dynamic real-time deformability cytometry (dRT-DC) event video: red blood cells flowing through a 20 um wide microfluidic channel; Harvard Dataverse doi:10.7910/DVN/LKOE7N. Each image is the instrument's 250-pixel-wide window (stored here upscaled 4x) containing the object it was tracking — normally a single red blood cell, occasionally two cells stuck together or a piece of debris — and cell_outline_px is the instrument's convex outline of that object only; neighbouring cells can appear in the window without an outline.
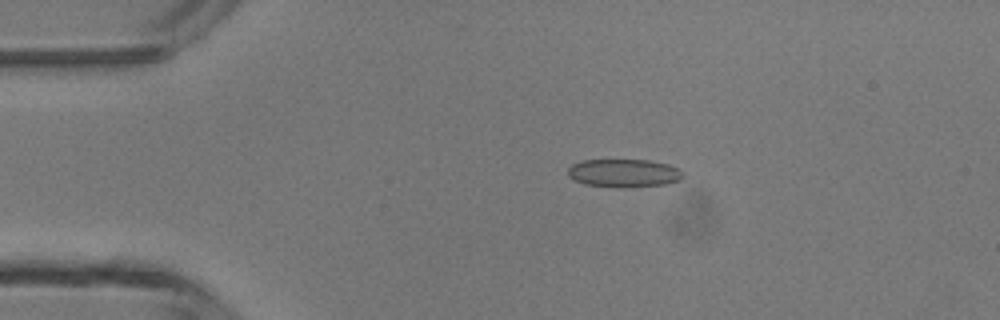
{"species": "common noctule bat (a hibernating species)", "species_latin": "Nyctalus noctula", "temperature_condition": "room temperature", "stored_images_in_passage": 44, "camera_frame_rate_fps": 3000, "um_per_image_px": 0.085, "animal": {"sex": "male", "body_mass_g": 13.3}, "frame": {"image": 1, "passage_image": 10, "time_ms": 3.0, "image_size_px": [1000, 320], "cell_outline_px": [[684, 176], [680, 180], [664, 184], [620, 188], [612, 188], [584, 184], [568, 176], [568, 168], [572, 164], [580, 160], [648, 160], [668, 164], [676, 168]], "centroid_in_image_um": [52.98, 14.72], "position_along_channel_um": 32.0, "area_um2": 18.9}}
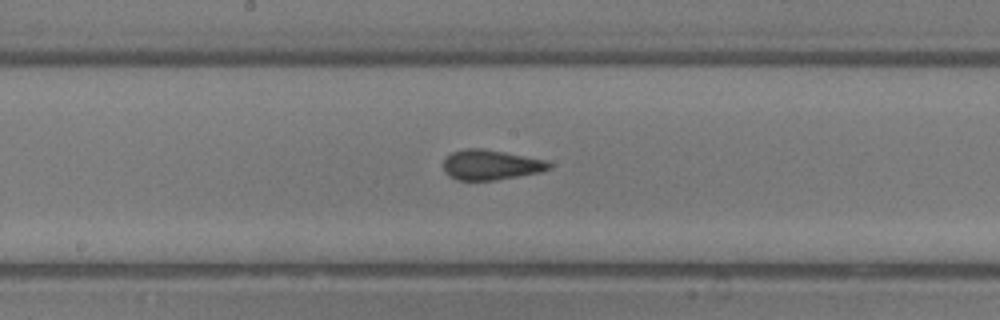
{"frame": {"image": 2, "passage_image": 25, "time_ms": 8.0, "image_size_px": [1000, 320], "cell_outline_px": [[552, 164], [548, 168], [540, 172], [496, 180], [456, 180], [448, 176], [444, 172], [444, 160], [452, 152], [468, 148], [484, 148], [544, 160]], "centroid_in_image_um": [41.66, 14.02], "position_along_channel_um": 206.5, "area_um2": 18.32}}
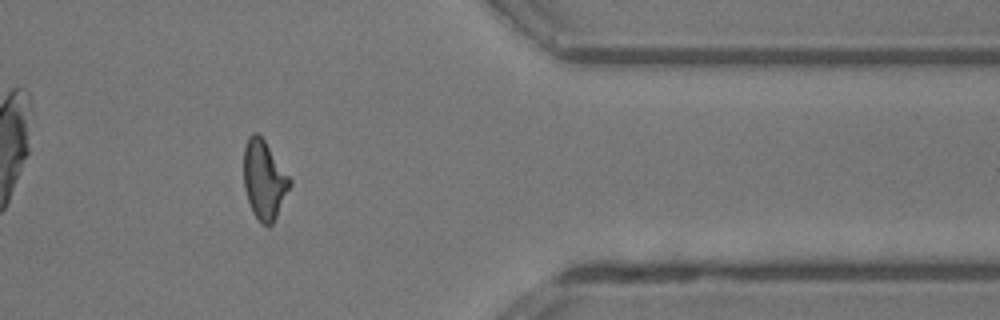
{"frame": {"image": 3, "passage_image": 39, "time_ms": 12.667, "image_size_px": [1000, 320], "cell_outline_px": [[292, 184], [272, 224], [268, 228], [260, 224], [252, 212], [244, 188], [244, 148], [248, 136], [252, 132], [256, 132], [264, 140], [292, 180]], "centroid_in_image_um": [22.45, 15.31], "position_along_channel_um": 389.0, "area_um2": 21.21}, "authors_computed_cell_mechanics": {"area_um2": 19.2185, "velocity_mm_per_s": 4.4032, "shape_relaxation_time_tau1_ms": 2.0873, "shape_relaxation_time_tau2_ms": 0.994, "deformation_change_tau1": 0.0779, "deformation_change_tau2": 0.1021}}